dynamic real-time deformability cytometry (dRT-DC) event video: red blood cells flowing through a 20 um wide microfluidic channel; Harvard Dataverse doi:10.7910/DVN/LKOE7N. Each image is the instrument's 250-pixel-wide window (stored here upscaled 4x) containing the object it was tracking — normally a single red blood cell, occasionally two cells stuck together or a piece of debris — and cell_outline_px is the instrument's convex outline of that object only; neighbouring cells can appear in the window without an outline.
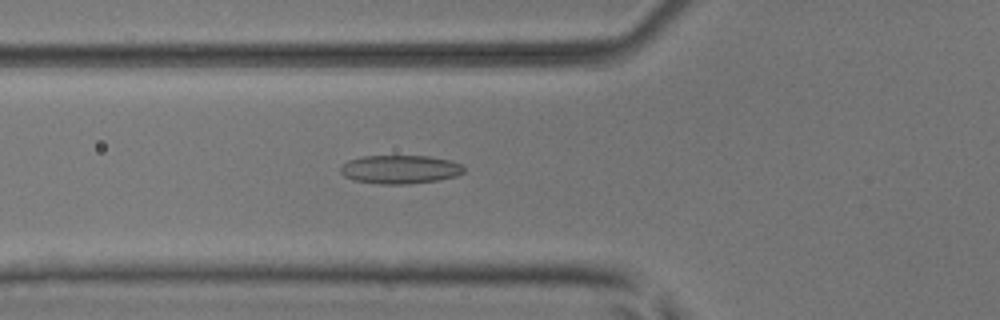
{"species": "common noctule bat (a hibernating species)", "species_latin": "Nyctalus noctula", "temperature_condition": "room temperature", "stored_images_in_passage": 37, "segment_of_instrument_passage": [1, 2], "camera_frame_rate_fps": 3000, "um_per_image_px": 0.085, "animal": {"sex": "male", "body_mass_g": 17.9, "forearm_length_mm": 54.2}, "frame": {"image": 1, "passage_image": 3, "time_ms": 0.667, "image_size_px": [1000, 320], "cell_outline_px": [[464, 172], [456, 176], [436, 180], [408, 184], [380, 184], [352, 180], [344, 176], [340, 172], [340, 168], [348, 160], [364, 156], [428, 156], [452, 160], [460, 164], [464, 168]], "centroid_in_image_um": [33.99, 14.4], "position_along_channel_um": 91.8, "area_um2": 20.52}}
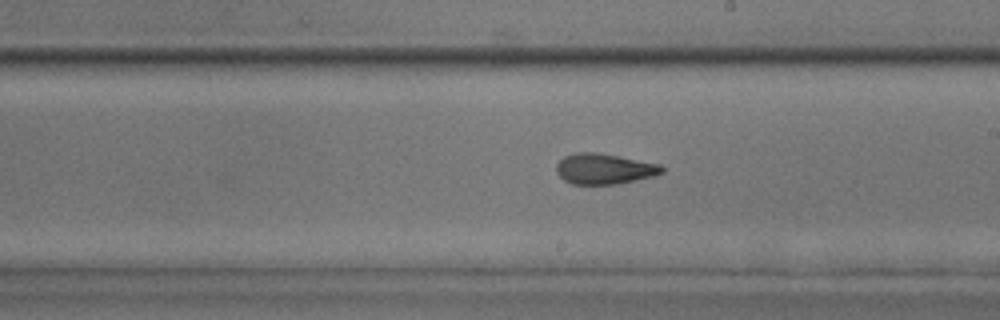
{"frame": {"image": 2, "passage_image": 14, "time_ms": 4.333, "image_size_px": [1000, 320], "cell_outline_px": [[664, 172], [652, 176], [616, 184], [572, 184], [564, 180], [556, 172], [556, 164], [564, 156], [576, 152], [596, 152], [660, 164], [664, 168]], "centroid_in_image_um": [51.33, 14.35], "position_along_channel_um": 237.7, "area_um2": 18.67}}
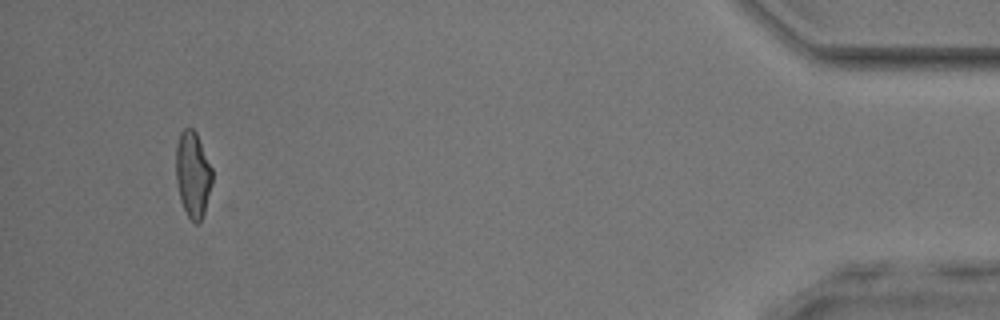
{"frame": {"image": 3, "passage_image": 33, "time_ms": 10.667, "image_size_px": [1000, 320], "cell_outline_px": [[212, 184], [204, 212], [200, 220], [196, 224], [188, 216], [180, 200], [176, 180], [176, 148], [180, 132], [184, 128], [192, 128], [196, 132], [212, 168]], "centroid_in_image_um": [16.38, 14.81], "position_along_channel_um": 418.8, "area_um2": 18.03}}